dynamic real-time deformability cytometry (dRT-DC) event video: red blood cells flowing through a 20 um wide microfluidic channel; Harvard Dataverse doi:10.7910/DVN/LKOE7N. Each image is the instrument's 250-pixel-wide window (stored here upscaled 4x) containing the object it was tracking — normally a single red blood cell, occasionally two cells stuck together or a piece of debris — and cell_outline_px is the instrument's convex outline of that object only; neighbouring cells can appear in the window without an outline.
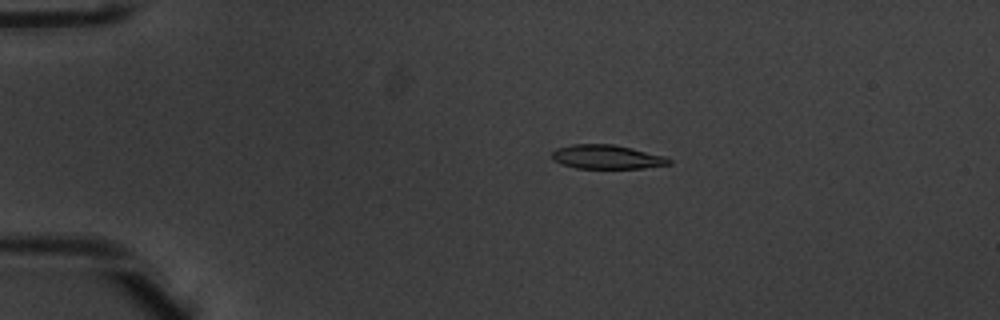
{"species": "common noctule bat (a hibernating species)", "species_latin": "Nyctalus noctula", "temperature_condition": "warm", "stored_images_in_passage": 50, "camera_frame_rate_fps": 3000, "um_per_image_px": 0.085, "animal": {"sex": "male", "body_mass_g": 20.1, "forearm_length_mm": 53.5}, "frame": {"image": 1, "passage_image": 9, "time_ms": 2.667, "image_size_px": [1000, 320], "cell_outline_px": [[672, 164], [644, 168], [576, 168], [560, 164], [552, 160], [552, 152], [556, 148], [572, 144], [612, 144], [632, 148], [664, 156], [672, 160]], "centroid_in_image_um": [51.56, 13.34], "position_along_channel_um": 33.4, "area_um2": 16.47}}
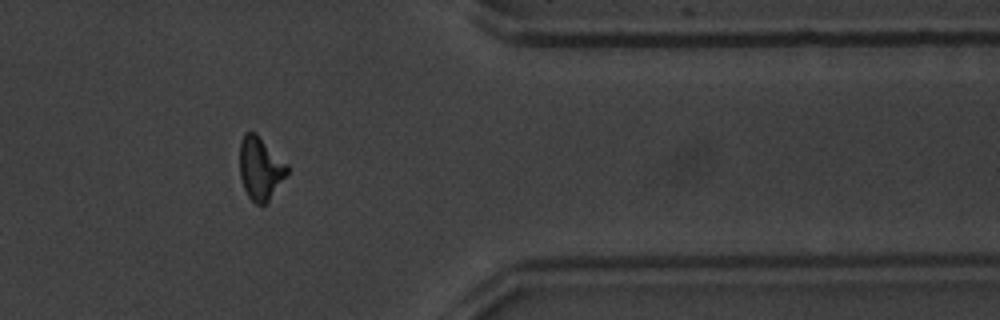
{"frame": {"image": 2, "passage_image": 41, "time_ms": 13.333, "image_size_px": [1000, 320], "cell_outline_px": [[288, 172], [268, 200], [264, 204], [256, 204], [248, 196], [244, 188], [240, 176], [240, 144], [244, 132], [256, 132], [288, 164]], "centroid_in_image_um": [22.12, 14.27], "position_along_channel_um": 389.3, "area_um2": 17.22}}
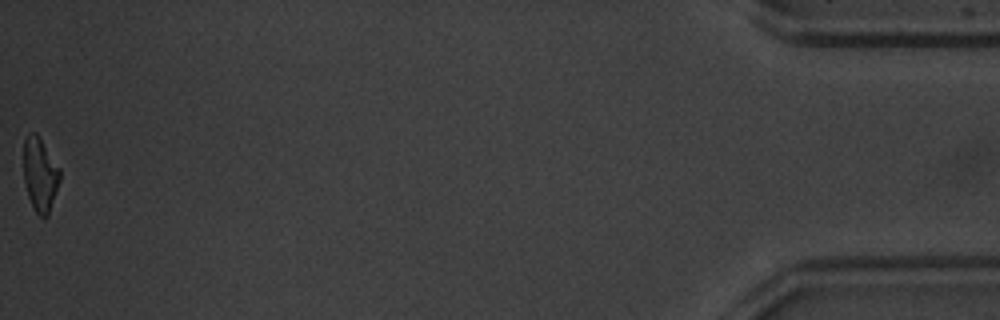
{"frame": {"image": 3, "passage_image": 50, "time_ms": 16.333, "image_size_px": [1000, 320], "cell_outline_px": [[60, 180], [48, 216], [40, 216], [36, 212], [28, 196], [24, 180], [24, 140], [28, 132], [36, 132], [60, 168]], "centroid_in_image_um": [3.4, 14.8], "position_along_channel_um": 431.8, "area_um2": 15.49}, "authors_computed_cell_mechanics": {"area_um2": 17.051, "velocity_mm_per_s": 3.9713, "shape_relaxation_time_tau1_ms": 3.1038, "shape_relaxation_time_tau2_ms": 4.2746, "deformation_change_tau1": 0.1741, "deformation_change_tau2": 0.1426}}